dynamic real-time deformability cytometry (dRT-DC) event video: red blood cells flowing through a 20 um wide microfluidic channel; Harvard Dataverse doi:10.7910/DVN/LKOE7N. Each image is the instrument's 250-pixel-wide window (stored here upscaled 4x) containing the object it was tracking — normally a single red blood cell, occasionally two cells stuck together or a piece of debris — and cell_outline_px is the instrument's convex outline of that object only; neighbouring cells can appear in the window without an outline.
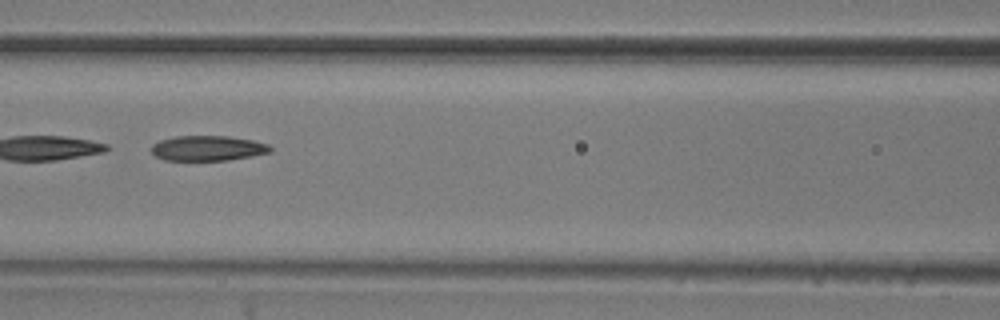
{"species": "common noctule bat (a hibernating species)", "species_latin": "Nyctalus noctula", "temperature_condition": "room temperature", "stored_images_in_passage": 10, "camera_frame_rate_fps": 3000, "um_per_image_px": 0.085, "animal": {"sex": "male", "body_mass_g": 20.5, "forearm_length_mm": 52.5}, "frame": {"image": 1, "passage_image": 6, "time_ms": 1.667, "image_size_px": [1000, 320], "cell_outline_px": [[272, 152], [252, 156], [228, 160], [164, 160], [156, 156], [152, 152], [152, 144], [160, 140], [176, 136], [228, 136], [252, 140], [268, 144], [272, 148]], "centroid_in_image_um": [17.68, 12.6], "position_along_channel_um": 148.9, "area_um2": 17.4}}